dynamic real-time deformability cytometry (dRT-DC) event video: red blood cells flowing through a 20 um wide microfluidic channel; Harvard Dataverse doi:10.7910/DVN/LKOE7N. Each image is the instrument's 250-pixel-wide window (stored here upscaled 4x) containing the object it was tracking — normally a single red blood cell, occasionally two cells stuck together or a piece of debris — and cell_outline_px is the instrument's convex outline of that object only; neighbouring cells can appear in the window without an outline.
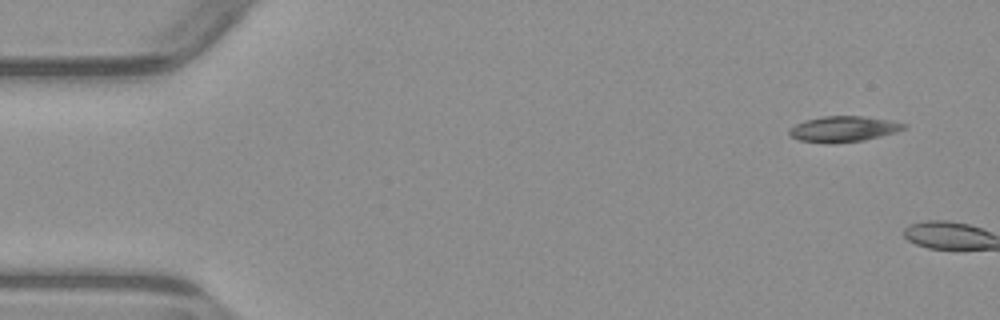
{"species": "common noctule bat (a hibernating species)", "species_latin": "Nyctalus noctula", "temperature_condition": "warm", "stored_images_in_passage": 2, "camera_frame_rate_fps": 3000, "um_per_image_px": 0.085, "animal": {"sex": "male", "body_mass_g": 23.1, "forearm_length_mm": 52.7}, "frame": {"image": 1, "passage_image": 1, "time_ms": 0.0, "image_size_px": [1000, 320], "cell_outline_px": [[908, 128], [896, 132], [864, 140], [832, 144], [824, 144], [800, 140], [792, 136], [788, 132], [788, 128], [804, 120], [820, 116], [860, 116], [888, 120], [908, 124]], "centroid_in_image_um": [71.68, 10.97], "position_along_channel_um": 13.3, "area_um2": 17.34}}